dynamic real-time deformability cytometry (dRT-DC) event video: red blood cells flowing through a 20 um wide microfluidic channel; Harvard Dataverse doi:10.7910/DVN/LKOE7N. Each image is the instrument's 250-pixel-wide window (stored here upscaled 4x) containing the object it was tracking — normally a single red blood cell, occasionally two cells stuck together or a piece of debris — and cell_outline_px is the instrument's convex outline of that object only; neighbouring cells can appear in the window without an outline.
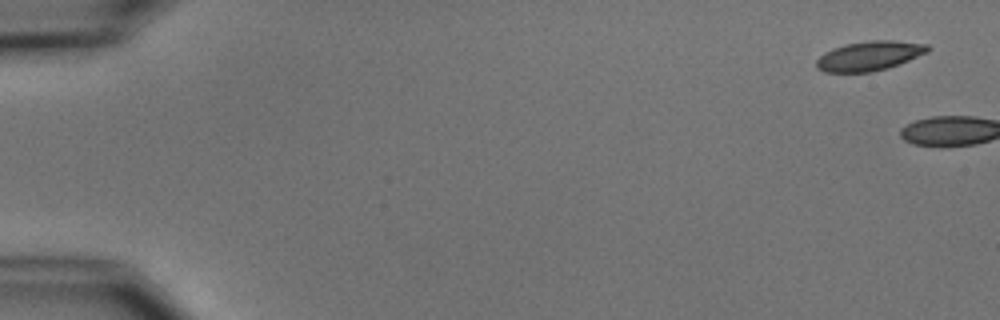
{"species": "common noctule bat (a hibernating species)", "species_latin": "Nyctalus noctula", "temperature_condition": "cold", "stored_images_in_passage": 6, "camera_frame_rate_fps": 3000, "um_per_image_px": 0.085, "animal": {"sex": "male", "body_mass_g": 15.6}, "frame": {"image": 1, "passage_image": 1, "time_ms": 0.0, "image_size_px": [1000, 320], "cell_outline_px": [[932, 48], [928, 52], [888, 68], [872, 72], [824, 72], [816, 68], [816, 60], [824, 52], [832, 48], [844, 44], [872, 40], [896, 40], [928, 44]], "centroid_in_image_um": [73.89, 4.74], "position_along_channel_um": 11.1, "area_um2": 19.31}}
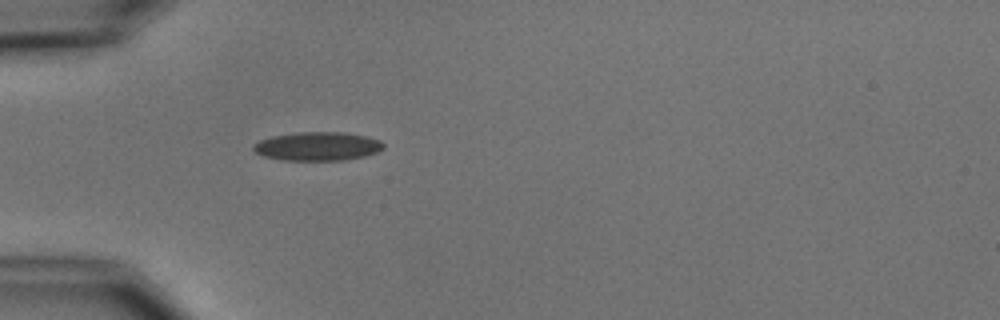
{"frame": {"image": 2, "passage_image": 6, "time_ms": 6.0, "image_size_px": [1000, 320], "cell_outline_px": [[384, 148], [376, 152], [364, 156], [344, 160], [284, 160], [264, 156], [256, 152], [252, 148], [252, 144], [260, 140], [272, 136], [300, 132], [344, 132], [364, 136], [380, 140], [384, 144]], "centroid_in_image_um": [26.98, 12.43], "position_along_channel_um": 58.0, "area_um2": 21.62}}